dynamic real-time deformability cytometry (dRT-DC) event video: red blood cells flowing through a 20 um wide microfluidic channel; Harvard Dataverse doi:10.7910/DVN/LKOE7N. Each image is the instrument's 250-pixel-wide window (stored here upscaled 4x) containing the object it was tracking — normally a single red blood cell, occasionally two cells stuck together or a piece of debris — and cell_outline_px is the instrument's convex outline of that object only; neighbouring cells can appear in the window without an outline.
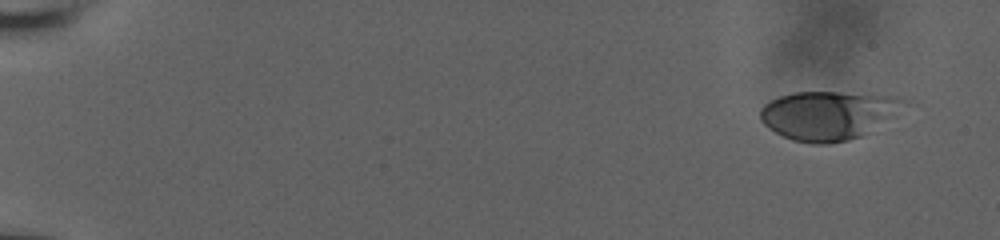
{"species": "human", "species_latin": "Homo sapiens", "temperature_condition": "room temperature", "stored_images_in_passage": 13, "camera_frame_rate_fps": 3000, "um_per_image_px": 0.085, "donor": {"sex": "male"}, "frame": {"image": 1, "passage_image": 1, "time_ms": 0.0, "image_size_px": [1000, 240], "cell_outline_px": [[900, 100], [888, 116], [872, 132], [848, 140], [828, 144], [812, 144], [792, 140], [768, 128], [760, 120], [760, 112], [764, 104], [780, 96], [796, 92], [836, 92], [896, 96]], "centroid_in_image_um": [70.24, 9.82], "position_along_channel_um": 14.8, "area_um2": 39.65}}